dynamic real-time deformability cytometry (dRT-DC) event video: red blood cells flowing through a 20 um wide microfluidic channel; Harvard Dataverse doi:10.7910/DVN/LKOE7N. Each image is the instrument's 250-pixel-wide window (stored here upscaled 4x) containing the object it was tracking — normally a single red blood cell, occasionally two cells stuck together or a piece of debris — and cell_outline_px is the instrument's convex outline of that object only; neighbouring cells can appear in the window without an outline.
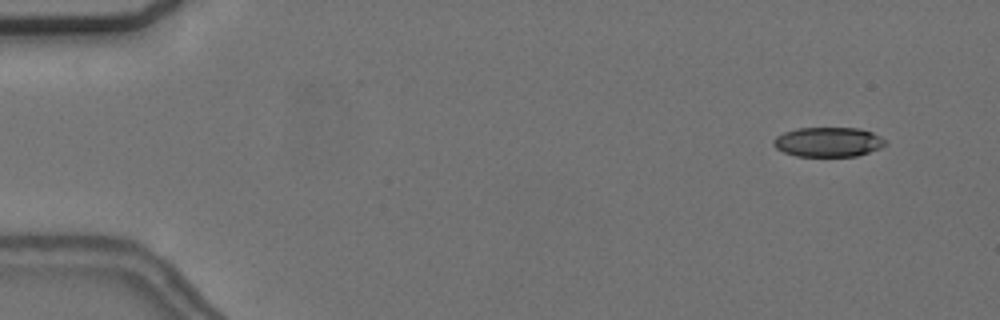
{"species": "common noctule bat (a hibernating species)", "species_latin": "Nyctalus noctula", "temperature_condition": "cold", "stored_images_in_passage": 7, "camera_frame_rate_fps": 3000, "um_per_image_px": 0.085, "animal": {"sex": "female", "body_mass_g": 24.6, "forearm_length_mm": 56.2}, "frame": {"image": 1, "passage_image": 2, "time_ms": 1.333, "image_size_px": [1000, 320], "cell_outline_px": [[888, 144], [880, 148], [856, 156], [796, 156], [784, 152], [776, 148], [772, 144], [772, 140], [776, 136], [784, 132], [796, 128], [856, 128], [872, 132], [888, 140]], "centroid_in_image_um": [70.4, 12.06], "position_along_channel_um": 14.6, "area_um2": 19.42}}
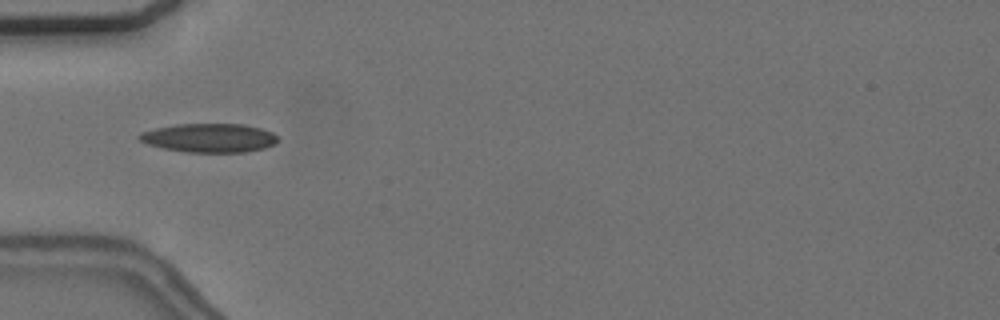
{"frame": {"image": 2, "passage_image": 5, "time_ms": 6.0, "image_size_px": [1000, 320], "cell_outline_px": [[280, 140], [276, 144], [264, 148], [244, 152], [188, 152], [164, 148], [148, 144], [140, 140], [136, 136], [140, 132], [156, 128], [176, 124], [244, 124], [260, 128], [272, 132], [280, 136]], "centroid_in_image_um": [17.83, 11.71], "position_along_channel_um": 67.2, "area_um2": 23.41}}
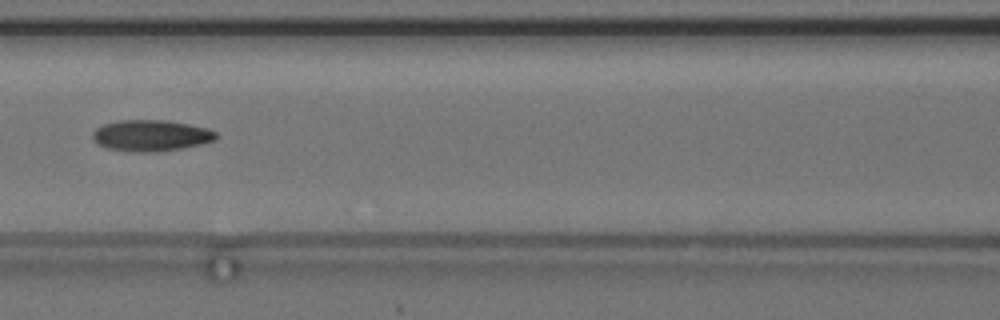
{"frame": {"image": 3, "passage_image": 7, "time_ms": 8.333, "image_size_px": [1000, 320], "cell_outline_px": [[220, 136], [216, 140], [184, 148], [144, 152], [140, 152], [108, 148], [96, 144], [92, 136], [92, 132], [96, 128], [104, 124], [120, 120], [168, 120], [208, 128], [216, 132]], "centroid_in_image_um": [12.86, 11.51], "position_along_channel_um": 153.7, "area_um2": 22.43}}